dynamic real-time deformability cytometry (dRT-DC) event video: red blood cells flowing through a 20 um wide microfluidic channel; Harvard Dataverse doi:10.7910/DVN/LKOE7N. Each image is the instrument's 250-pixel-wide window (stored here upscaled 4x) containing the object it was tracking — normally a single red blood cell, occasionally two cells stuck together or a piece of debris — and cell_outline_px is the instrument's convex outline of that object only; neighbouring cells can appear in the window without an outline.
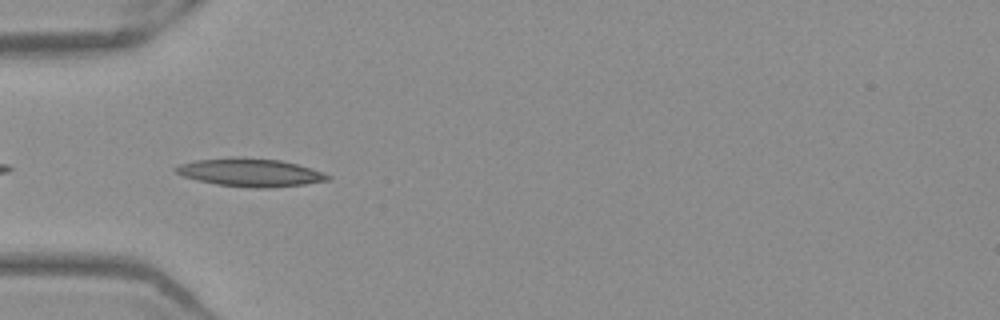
{"species": "Egyptian fruit bat (a non-hibernating species)", "species_latin": "Rousettus aegyptiacus", "temperature_condition": "warm", "stored_images_in_passage": 37, "camera_frame_rate_fps": 3000, "um_per_image_px": 0.085, "frame": {"image": 1, "passage_image": 2, "time_ms": 0.333, "image_size_px": [1000, 320], "cell_outline_px": [[332, 176], [328, 180], [304, 184], [268, 188], [252, 188], [216, 184], [196, 180], [184, 176], [176, 172], [172, 168], [180, 164], [196, 160], [232, 156], [240, 156], [280, 160], [296, 164], [324, 172]], "centroid_in_image_um": [21.25, 14.65], "position_along_channel_um": 63.8, "area_um2": 25.03}}
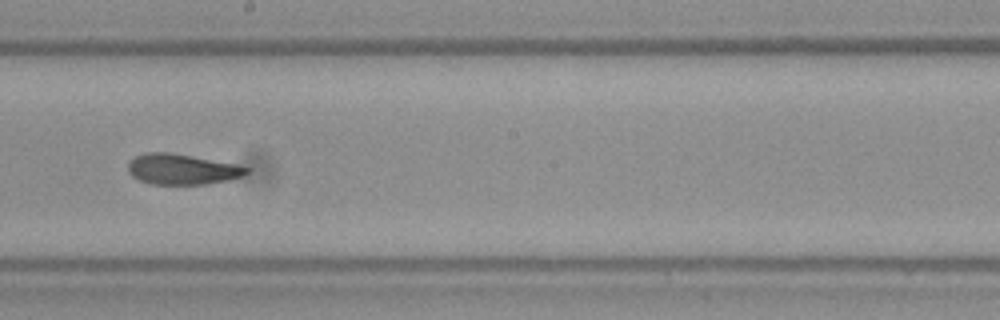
{"frame": {"image": 2, "passage_image": 15, "time_ms": 4.667, "image_size_px": [1000, 320], "cell_outline_px": [[252, 168], [244, 176], [228, 180], [208, 184], [152, 184], [140, 180], [132, 176], [128, 172], [128, 160], [144, 152], [168, 152], [192, 156], [236, 164]], "centroid_in_image_um": [15.48, 14.38], "position_along_channel_um": 232.7, "area_um2": 21.21}}
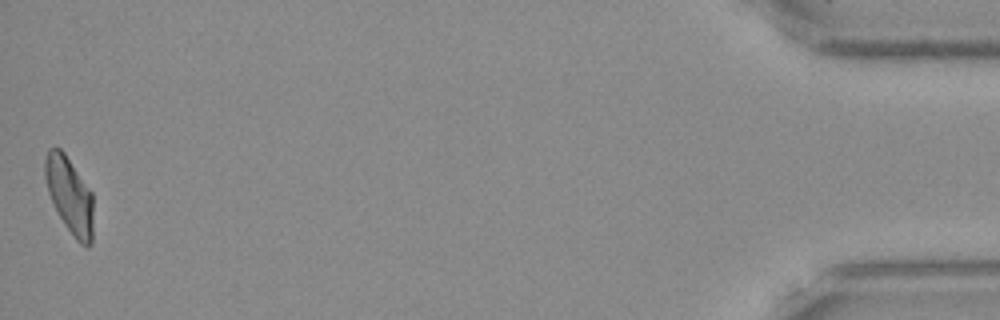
{"frame": {"image": 3, "passage_image": 37, "time_ms": 12.0, "image_size_px": [1000, 320], "cell_outline_px": [[92, 244], [88, 248], [80, 244], [76, 240], [64, 224], [48, 192], [44, 176], [44, 160], [48, 148], [60, 148], [64, 152], [92, 192]], "centroid_in_image_um": [5.91, 16.6], "position_along_channel_um": 429.3, "area_um2": 21.39}, "authors_computed_cell_mechanics": {"area_um2": 21.8484, "velocity_mm_per_s": 3.9287, "shape_relaxation_time_tau1_ms": 4.3366, "shape_relaxation_time_tau2_ms": 2.6801, "deformation_change_tau1": 0.1966, "deformation_change_tau2": 0.1074}}